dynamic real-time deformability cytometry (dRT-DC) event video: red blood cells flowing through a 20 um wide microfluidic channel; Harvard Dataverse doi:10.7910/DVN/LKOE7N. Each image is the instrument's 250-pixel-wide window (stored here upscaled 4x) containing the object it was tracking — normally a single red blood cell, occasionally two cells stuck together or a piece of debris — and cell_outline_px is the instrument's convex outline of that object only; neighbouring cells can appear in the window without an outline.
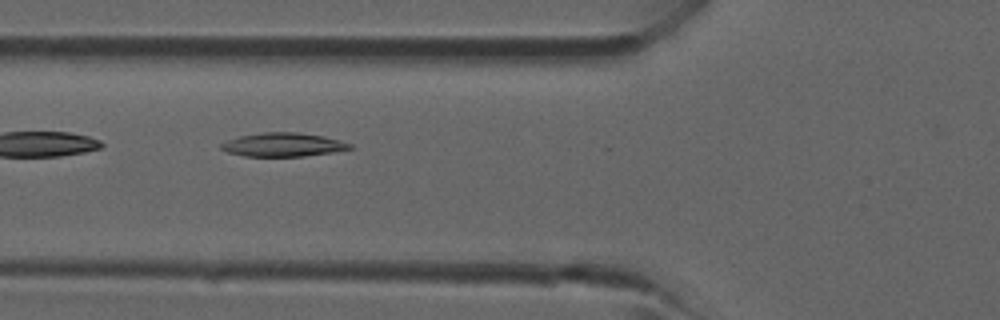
{"species": "common noctule bat (a hibernating species)", "species_latin": "Nyctalus noctula", "temperature_condition": "room temperature", "stored_images_in_passage": 5, "camera_frame_rate_fps": 3000, "um_per_image_px": 0.085, "animal": {"sex": "male", "forearm_length_mm": 52.5}, "frame": {"image": 1, "passage_image": 5, "time_ms": 4.333, "image_size_px": [1000, 320], "cell_outline_px": [[356, 148], [332, 152], [304, 156], [244, 156], [228, 152], [220, 148], [220, 144], [228, 140], [240, 136], [264, 132], [296, 132], [324, 136], [352, 144]], "centroid_in_image_um": [24.09, 12.3], "position_along_channel_um": 101.7, "area_um2": 17.69}}